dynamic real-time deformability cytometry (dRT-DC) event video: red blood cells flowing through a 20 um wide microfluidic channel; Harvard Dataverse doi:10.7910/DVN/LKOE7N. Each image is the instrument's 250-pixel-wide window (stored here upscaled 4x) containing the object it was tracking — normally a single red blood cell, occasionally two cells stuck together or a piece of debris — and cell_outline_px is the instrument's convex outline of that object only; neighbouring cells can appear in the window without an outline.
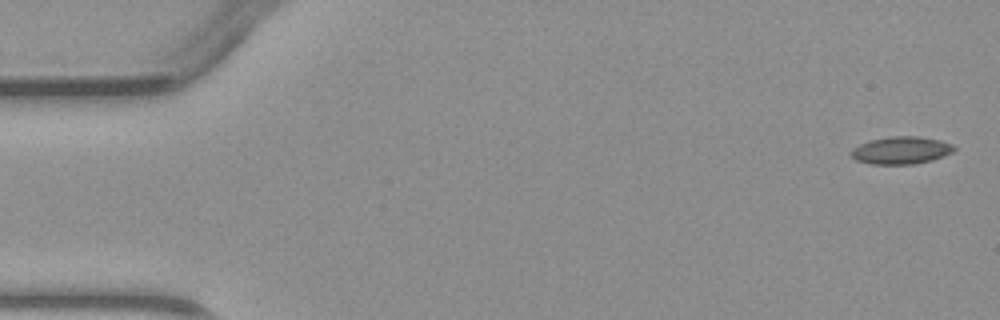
{"species": "common noctule bat (a hibernating species)", "species_latin": "Nyctalus noctula", "temperature_condition": "warm", "stored_images_in_passage": 4, "camera_frame_rate_fps": 3000, "um_per_image_px": 0.085, "animal": {"sex": "male", "body_mass_g": 23.1, "forearm_length_mm": 52.7}, "frame": {"image": 1, "passage_image": 1, "time_ms": 0.0, "image_size_px": [1000, 320], "cell_outline_px": [[956, 148], [952, 152], [944, 156], [932, 160], [912, 164], [868, 164], [856, 160], [848, 152], [852, 148], [868, 140], [888, 136], [920, 136], [940, 140], [952, 144]], "centroid_in_image_um": [76.56, 12.77], "position_along_channel_um": 8.4, "area_um2": 16.7}}
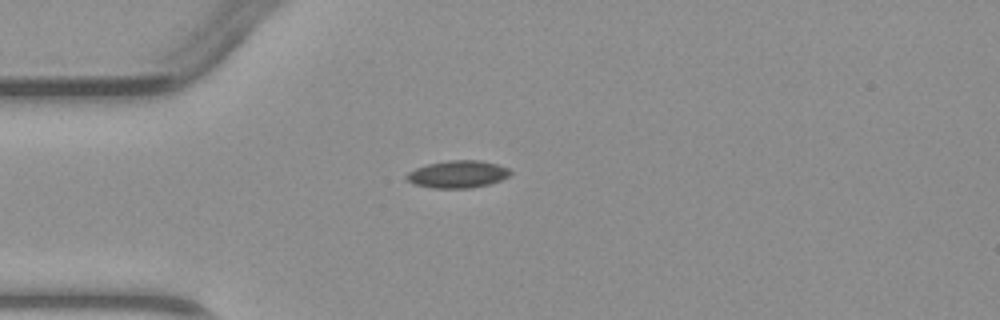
{"frame": {"image": 2, "passage_image": 4, "time_ms": 3.667, "image_size_px": [1000, 320], "cell_outline_px": [[512, 172], [508, 176], [500, 180], [488, 184], [472, 188], [432, 188], [412, 184], [404, 180], [404, 176], [408, 172], [416, 168], [428, 164], [448, 160], [480, 160], [496, 164], [508, 168]], "centroid_in_image_um": [38.85, 14.81], "position_along_channel_um": 46.2, "area_um2": 16.65}}